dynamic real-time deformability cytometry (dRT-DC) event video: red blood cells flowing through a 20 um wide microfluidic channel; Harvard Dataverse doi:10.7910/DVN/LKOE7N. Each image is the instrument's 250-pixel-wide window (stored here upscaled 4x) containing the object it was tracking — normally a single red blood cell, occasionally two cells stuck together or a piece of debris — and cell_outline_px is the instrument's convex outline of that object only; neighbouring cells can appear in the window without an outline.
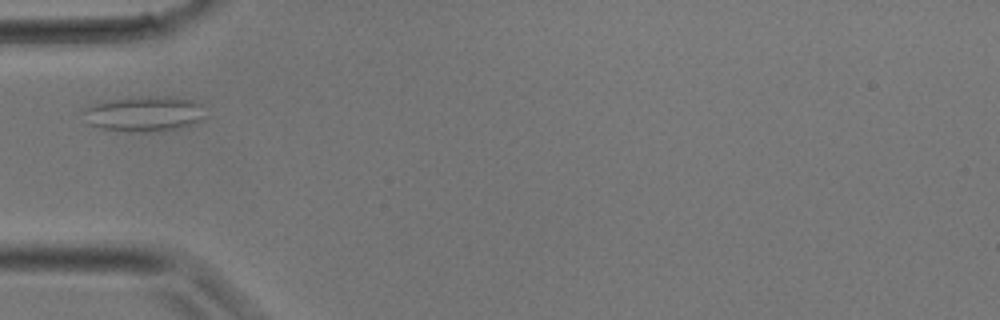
{"species": "common noctule bat (a hibernating species)", "species_latin": "Nyctalus noctula", "temperature_condition": "room temperature", "stored_images_in_passage": 1, "camera_frame_rate_fps": 3000, "um_per_image_px": 0.085, "animal": {"sex": "male", "body_mass_g": 17.9}, "frame": {"image": 1, "passage_image": 1, "time_ms": 0.0, "image_size_px": [1000, 320], "cell_outline_px": [[204, 120], [192, 124], [176, 128], [148, 132], [136, 132], [100, 128], [88, 124], [84, 112], [84, 108], [92, 104], [108, 100], [156, 96], [168, 96], [192, 100], [200, 104]], "centroid_in_image_um": [12.24, 9.68], "position_along_channel_um": 72.8, "area_um2": 24.68}}